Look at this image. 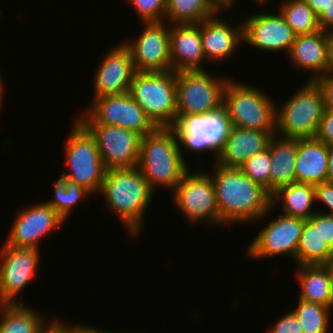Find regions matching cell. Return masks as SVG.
Wrapping results in <instances>:
<instances>
[{"label":"cell","mask_w":333,"mask_h":333,"mask_svg":"<svg viewBox=\"0 0 333 333\" xmlns=\"http://www.w3.org/2000/svg\"><path fill=\"white\" fill-rule=\"evenodd\" d=\"M221 12V10L217 11L212 17L200 23L205 59L214 63L230 58L232 54H235L237 47L239 49V46L244 43L243 22L233 26L232 19L230 23L218 17Z\"/></svg>","instance_id":"19"},{"label":"cell","mask_w":333,"mask_h":333,"mask_svg":"<svg viewBox=\"0 0 333 333\" xmlns=\"http://www.w3.org/2000/svg\"><path fill=\"white\" fill-rule=\"evenodd\" d=\"M280 14L296 35L312 34L322 30L318 16L305 0H283Z\"/></svg>","instance_id":"30"},{"label":"cell","mask_w":333,"mask_h":333,"mask_svg":"<svg viewBox=\"0 0 333 333\" xmlns=\"http://www.w3.org/2000/svg\"><path fill=\"white\" fill-rule=\"evenodd\" d=\"M129 94L156 127H173L177 120V72H136Z\"/></svg>","instance_id":"6"},{"label":"cell","mask_w":333,"mask_h":333,"mask_svg":"<svg viewBox=\"0 0 333 333\" xmlns=\"http://www.w3.org/2000/svg\"><path fill=\"white\" fill-rule=\"evenodd\" d=\"M42 333H81L80 325L76 324H68L62 322L59 318H54L51 323L42 331Z\"/></svg>","instance_id":"40"},{"label":"cell","mask_w":333,"mask_h":333,"mask_svg":"<svg viewBox=\"0 0 333 333\" xmlns=\"http://www.w3.org/2000/svg\"><path fill=\"white\" fill-rule=\"evenodd\" d=\"M18 211L4 242L13 247L40 249V240L66 222L46 201Z\"/></svg>","instance_id":"15"},{"label":"cell","mask_w":333,"mask_h":333,"mask_svg":"<svg viewBox=\"0 0 333 333\" xmlns=\"http://www.w3.org/2000/svg\"><path fill=\"white\" fill-rule=\"evenodd\" d=\"M229 79L205 69L177 72V115H208L222 109Z\"/></svg>","instance_id":"8"},{"label":"cell","mask_w":333,"mask_h":333,"mask_svg":"<svg viewBox=\"0 0 333 333\" xmlns=\"http://www.w3.org/2000/svg\"><path fill=\"white\" fill-rule=\"evenodd\" d=\"M189 172L190 170L172 192L173 203L190 223L202 221L209 226H220V213L211 175L206 171Z\"/></svg>","instance_id":"11"},{"label":"cell","mask_w":333,"mask_h":333,"mask_svg":"<svg viewBox=\"0 0 333 333\" xmlns=\"http://www.w3.org/2000/svg\"><path fill=\"white\" fill-rule=\"evenodd\" d=\"M2 77H1V75H0V107L2 106V103H3V92H4V89H3V84H2ZM1 109V108H0Z\"/></svg>","instance_id":"49"},{"label":"cell","mask_w":333,"mask_h":333,"mask_svg":"<svg viewBox=\"0 0 333 333\" xmlns=\"http://www.w3.org/2000/svg\"><path fill=\"white\" fill-rule=\"evenodd\" d=\"M298 306L291 309L300 320L304 333H328L331 309L320 304L298 299Z\"/></svg>","instance_id":"32"},{"label":"cell","mask_w":333,"mask_h":333,"mask_svg":"<svg viewBox=\"0 0 333 333\" xmlns=\"http://www.w3.org/2000/svg\"><path fill=\"white\" fill-rule=\"evenodd\" d=\"M320 235L333 251V215L320 212Z\"/></svg>","instance_id":"39"},{"label":"cell","mask_w":333,"mask_h":333,"mask_svg":"<svg viewBox=\"0 0 333 333\" xmlns=\"http://www.w3.org/2000/svg\"><path fill=\"white\" fill-rule=\"evenodd\" d=\"M276 103L260 88L231 77L224 87L222 109L232 127L276 131Z\"/></svg>","instance_id":"4"},{"label":"cell","mask_w":333,"mask_h":333,"mask_svg":"<svg viewBox=\"0 0 333 333\" xmlns=\"http://www.w3.org/2000/svg\"><path fill=\"white\" fill-rule=\"evenodd\" d=\"M333 258V251L320 235V212L304 222L296 251V266L324 265Z\"/></svg>","instance_id":"26"},{"label":"cell","mask_w":333,"mask_h":333,"mask_svg":"<svg viewBox=\"0 0 333 333\" xmlns=\"http://www.w3.org/2000/svg\"><path fill=\"white\" fill-rule=\"evenodd\" d=\"M274 135L276 131L231 127L215 163L227 168H240L248 158L268 148Z\"/></svg>","instance_id":"22"},{"label":"cell","mask_w":333,"mask_h":333,"mask_svg":"<svg viewBox=\"0 0 333 333\" xmlns=\"http://www.w3.org/2000/svg\"><path fill=\"white\" fill-rule=\"evenodd\" d=\"M329 32L319 30L312 34L297 35L290 52V62L296 70L311 72L308 81L314 82L328 73Z\"/></svg>","instance_id":"21"},{"label":"cell","mask_w":333,"mask_h":333,"mask_svg":"<svg viewBox=\"0 0 333 333\" xmlns=\"http://www.w3.org/2000/svg\"><path fill=\"white\" fill-rule=\"evenodd\" d=\"M49 323L37 309L11 304L0 318V333H42Z\"/></svg>","instance_id":"28"},{"label":"cell","mask_w":333,"mask_h":333,"mask_svg":"<svg viewBox=\"0 0 333 333\" xmlns=\"http://www.w3.org/2000/svg\"><path fill=\"white\" fill-rule=\"evenodd\" d=\"M308 6L319 16L327 7L330 0H305Z\"/></svg>","instance_id":"42"},{"label":"cell","mask_w":333,"mask_h":333,"mask_svg":"<svg viewBox=\"0 0 333 333\" xmlns=\"http://www.w3.org/2000/svg\"><path fill=\"white\" fill-rule=\"evenodd\" d=\"M314 82L322 91L325 109L333 110V74L326 73Z\"/></svg>","instance_id":"38"},{"label":"cell","mask_w":333,"mask_h":333,"mask_svg":"<svg viewBox=\"0 0 333 333\" xmlns=\"http://www.w3.org/2000/svg\"><path fill=\"white\" fill-rule=\"evenodd\" d=\"M54 199L46 201L64 220L69 219L74 206L80 202V199L92 197L93 195L86 188L74 181L63 177L55 179L53 184Z\"/></svg>","instance_id":"31"},{"label":"cell","mask_w":333,"mask_h":333,"mask_svg":"<svg viewBox=\"0 0 333 333\" xmlns=\"http://www.w3.org/2000/svg\"><path fill=\"white\" fill-rule=\"evenodd\" d=\"M295 182L319 184L328 182V146L317 140L297 139Z\"/></svg>","instance_id":"23"},{"label":"cell","mask_w":333,"mask_h":333,"mask_svg":"<svg viewBox=\"0 0 333 333\" xmlns=\"http://www.w3.org/2000/svg\"><path fill=\"white\" fill-rule=\"evenodd\" d=\"M298 299L333 309V290L324 265L297 266Z\"/></svg>","instance_id":"25"},{"label":"cell","mask_w":333,"mask_h":333,"mask_svg":"<svg viewBox=\"0 0 333 333\" xmlns=\"http://www.w3.org/2000/svg\"><path fill=\"white\" fill-rule=\"evenodd\" d=\"M271 170L270 194L295 182L297 139H285L274 135L269 142Z\"/></svg>","instance_id":"24"},{"label":"cell","mask_w":333,"mask_h":333,"mask_svg":"<svg viewBox=\"0 0 333 333\" xmlns=\"http://www.w3.org/2000/svg\"><path fill=\"white\" fill-rule=\"evenodd\" d=\"M211 175L220 225L254 223L268 218L274 211L271 194L262 186L254 183L240 168H227L217 163Z\"/></svg>","instance_id":"1"},{"label":"cell","mask_w":333,"mask_h":333,"mask_svg":"<svg viewBox=\"0 0 333 333\" xmlns=\"http://www.w3.org/2000/svg\"><path fill=\"white\" fill-rule=\"evenodd\" d=\"M295 91L284 104L276 105V135L285 139L316 137L325 107L321 89L315 82Z\"/></svg>","instance_id":"5"},{"label":"cell","mask_w":333,"mask_h":333,"mask_svg":"<svg viewBox=\"0 0 333 333\" xmlns=\"http://www.w3.org/2000/svg\"><path fill=\"white\" fill-rule=\"evenodd\" d=\"M315 201L323 202L329 209L317 210L318 212L333 215V181L323 182L314 185Z\"/></svg>","instance_id":"36"},{"label":"cell","mask_w":333,"mask_h":333,"mask_svg":"<svg viewBox=\"0 0 333 333\" xmlns=\"http://www.w3.org/2000/svg\"><path fill=\"white\" fill-rule=\"evenodd\" d=\"M315 138L327 146L333 145V110H324Z\"/></svg>","instance_id":"37"},{"label":"cell","mask_w":333,"mask_h":333,"mask_svg":"<svg viewBox=\"0 0 333 333\" xmlns=\"http://www.w3.org/2000/svg\"><path fill=\"white\" fill-rule=\"evenodd\" d=\"M82 125L94 137L106 170L137 166L141 141L139 134L120 126Z\"/></svg>","instance_id":"14"},{"label":"cell","mask_w":333,"mask_h":333,"mask_svg":"<svg viewBox=\"0 0 333 333\" xmlns=\"http://www.w3.org/2000/svg\"><path fill=\"white\" fill-rule=\"evenodd\" d=\"M168 24V25H167ZM143 30L134 40L123 41L131 51L136 72L172 70L169 48V23H143Z\"/></svg>","instance_id":"13"},{"label":"cell","mask_w":333,"mask_h":333,"mask_svg":"<svg viewBox=\"0 0 333 333\" xmlns=\"http://www.w3.org/2000/svg\"><path fill=\"white\" fill-rule=\"evenodd\" d=\"M328 73L333 74V31L329 32Z\"/></svg>","instance_id":"43"},{"label":"cell","mask_w":333,"mask_h":333,"mask_svg":"<svg viewBox=\"0 0 333 333\" xmlns=\"http://www.w3.org/2000/svg\"><path fill=\"white\" fill-rule=\"evenodd\" d=\"M241 171L254 183L270 193L271 158L270 147L248 158L240 167Z\"/></svg>","instance_id":"33"},{"label":"cell","mask_w":333,"mask_h":333,"mask_svg":"<svg viewBox=\"0 0 333 333\" xmlns=\"http://www.w3.org/2000/svg\"><path fill=\"white\" fill-rule=\"evenodd\" d=\"M101 58L94 74L93 98L129 92L136 73L129 48L120 42Z\"/></svg>","instance_id":"18"},{"label":"cell","mask_w":333,"mask_h":333,"mask_svg":"<svg viewBox=\"0 0 333 333\" xmlns=\"http://www.w3.org/2000/svg\"><path fill=\"white\" fill-rule=\"evenodd\" d=\"M39 250L5 243L0 248V289L11 304H24L22 291L36 277L41 260ZM20 293L21 301L18 302Z\"/></svg>","instance_id":"16"},{"label":"cell","mask_w":333,"mask_h":333,"mask_svg":"<svg viewBox=\"0 0 333 333\" xmlns=\"http://www.w3.org/2000/svg\"><path fill=\"white\" fill-rule=\"evenodd\" d=\"M296 36L280 12L252 14L243 22V42L264 52L288 55Z\"/></svg>","instance_id":"17"},{"label":"cell","mask_w":333,"mask_h":333,"mask_svg":"<svg viewBox=\"0 0 333 333\" xmlns=\"http://www.w3.org/2000/svg\"><path fill=\"white\" fill-rule=\"evenodd\" d=\"M188 165L172 127H157L141 137L137 166L153 191L162 186L173 192L189 171Z\"/></svg>","instance_id":"3"},{"label":"cell","mask_w":333,"mask_h":333,"mask_svg":"<svg viewBox=\"0 0 333 333\" xmlns=\"http://www.w3.org/2000/svg\"><path fill=\"white\" fill-rule=\"evenodd\" d=\"M171 67L175 72L204 69L206 61L197 24H172L169 33ZM202 65V66H201Z\"/></svg>","instance_id":"20"},{"label":"cell","mask_w":333,"mask_h":333,"mask_svg":"<svg viewBox=\"0 0 333 333\" xmlns=\"http://www.w3.org/2000/svg\"><path fill=\"white\" fill-rule=\"evenodd\" d=\"M84 111L75 118L81 124L120 126L141 137L157 128L129 92L93 98L89 109L87 106Z\"/></svg>","instance_id":"10"},{"label":"cell","mask_w":333,"mask_h":333,"mask_svg":"<svg viewBox=\"0 0 333 333\" xmlns=\"http://www.w3.org/2000/svg\"><path fill=\"white\" fill-rule=\"evenodd\" d=\"M272 207L282 203V212L286 216L308 220L317 210H313L315 201L314 185L309 183H290L279 188L271 196ZM283 201V202H282Z\"/></svg>","instance_id":"27"},{"label":"cell","mask_w":333,"mask_h":333,"mask_svg":"<svg viewBox=\"0 0 333 333\" xmlns=\"http://www.w3.org/2000/svg\"><path fill=\"white\" fill-rule=\"evenodd\" d=\"M320 27L323 31H333V0H330L327 7L318 16Z\"/></svg>","instance_id":"41"},{"label":"cell","mask_w":333,"mask_h":333,"mask_svg":"<svg viewBox=\"0 0 333 333\" xmlns=\"http://www.w3.org/2000/svg\"><path fill=\"white\" fill-rule=\"evenodd\" d=\"M254 1L258 2L261 5L266 3V1L268 2V0H254Z\"/></svg>","instance_id":"50"},{"label":"cell","mask_w":333,"mask_h":333,"mask_svg":"<svg viewBox=\"0 0 333 333\" xmlns=\"http://www.w3.org/2000/svg\"><path fill=\"white\" fill-rule=\"evenodd\" d=\"M11 303L5 298L3 292L0 289V317L5 313Z\"/></svg>","instance_id":"47"},{"label":"cell","mask_w":333,"mask_h":333,"mask_svg":"<svg viewBox=\"0 0 333 333\" xmlns=\"http://www.w3.org/2000/svg\"><path fill=\"white\" fill-rule=\"evenodd\" d=\"M217 11L210 0H167L165 22L197 24L212 17Z\"/></svg>","instance_id":"29"},{"label":"cell","mask_w":333,"mask_h":333,"mask_svg":"<svg viewBox=\"0 0 333 333\" xmlns=\"http://www.w3.org/2000/svg\"><path fill=\"white\" fill-rule=\"evenodd\" d=\"M139 15L142 23L165 21L167 0H126Z\"/></svg>","instance_id":"34"},{"label":"cell","mask_w":333,"mask_h":333,"mask_svg":"<svg viewBox=\"0 0 333 333\" xmlns=\"http://www.w3.org/2000/svg\"><path fill=\"white\" fill-rule=\"evenodd\" d=\"M329 277H330V283L332 286V290H333V258L331 260H329L326 264H324Z\"/></svg>","instance_id":"48"},{"label":"cell","mask_w":333,"mask_h":333,"mask_svg":"<svg viewBox=\"0 0 333 333\" xmlns=\"http://www.w3.org/2000/svg\"><path fill=\"white\" fill-rule=\"evenodd\" d=\"M218 10H228L233 8L235 0H210Z\"/></svg>","instance_id":"44"},{"label":"cell","mask_w":333,"mask_h":333,"mask_svg":"<svg viewBox=\"0 0 333 333\" xmlns=\"http://www.w3.org/2000/svg\"><path fill=\"white\" fill-rule=\"evenodd\" d=\"M99 194L104 197L105 208L127 228L128 235L137 238L154 194L138 166L106 170Z\"/></svg>","instance_id":"2"},{"label":"cell","mask_w":333,"mask_h":333,"mask_svg":"<svg viewBox=\"0 0 333 333\" xmlns=\"http://www.w3.org/2000/svg\"><path fill=\"white\" fill-rule=\"evenodd\" d=\"M73 122L63 151L65 166L70 173L63 171L60 175L81 185L95 196L100 192L106 169L94 137L77 119Z\"/></svg>","instance_id":"7"},{"label":"cell","mask_w":333,"mask_h":333,"mask_svg":"<svg viewBox=\"0 0 333 333\" xmlns=\"http://www.w3.org/2000/svg\"><path fill=\"white\" fill-rule=\"evenodd\" d=\"M328 181H333V145L328 146Z\"/></svg>","instance_id":"45"},{"label":"cell","mask_w":333,"mask_h":333,"mask_svg":"<svg viewBox=\"0 0 333 333\" xmlns=\"http://www.w3.org/2000/svg\"><path fill=\"white\" fill-rule=\"evenodd\" d=\"M266 333H304L300 325V320L292 311L282 316L276 324L271 325V329H267Z\"/></svg>","instance_id":"35"},{"label":"cell","mask_w":333,"mask_h":333,"mask_svg":"<svg viewBox=\"0 0 333 333\" xmlns=\"http://www.w3.org/2000/svg\"><path fill=\"white\" fill-rule=\"evenodd\" d=\"M80 332L81 333H116V332H110V331H105V330H101V329H96L95 327H91V326H85V325H80ZM119 333V332H117ZM121 333V332H120ZM124 333V332H122ZM137 333V332H136Z\"/></svg>","instance_id":"46"},{"label":"cell","mask_w":333,"mask_h":333,"mask_svg":"<svg viewBox=\"0 0 333 333\" xmlns=\"http://www.w3.org/2000/svg\"><path fill=\"white\" fill-rule=\"evenodd\" d=\"M231 123L224 110L221 109L208 115H177V120L172 127L177 135L180 152L188 153L214 152L212 155L215 163L231 130ZM182 148V149H181Z\"/></svg>","instance_id":"9"},{"label":"cell","mask_w":333,"mask_h":333,"mask_svg":"<svg viewBox=\"0 0 333 333\" xmlns=\"http://www.w3.org/2000/svg\"><path fill=\"white\" fill-rule=\"evenodd\" d=\"M305 221L284 214L272 218L249 244L246 251L247 258L255 260L287 255L296 262V251Z\"/></svg>","instance_id":"12"}]
</instances>
